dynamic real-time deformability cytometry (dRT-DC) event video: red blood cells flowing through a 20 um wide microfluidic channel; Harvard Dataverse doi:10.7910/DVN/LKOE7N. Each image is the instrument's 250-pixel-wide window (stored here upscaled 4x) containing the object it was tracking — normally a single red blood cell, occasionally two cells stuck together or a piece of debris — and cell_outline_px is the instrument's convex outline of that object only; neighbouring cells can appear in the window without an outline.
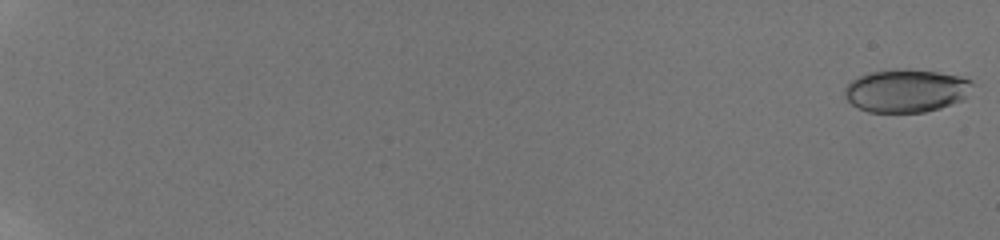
{"species": "human", "species_latin": "Homo sapiens", "temperature_condition": "room temperature", "stored_images_in_passage": 18, "camera_frame_rate_fps": 3000, "um_per_image_px": 0.085, "donor": {"sex": "male"}, "frame": {"image": 1, "passage_image": 1, "time_ms": 0.0, "image_size_px": [1000, 240], "cell_outline_px": [[976, 84], [964, 100], [940, 108], [924, 112], [868, 112], [852, 104], [844, 96], [844, 88], [852, 80], [868, 72], [896, 68], [900, 68], [936, 72], [960, 76], [972, 80]], "centroid_in_image_um": [77.06, 7.7], "position_along_channel_um": 7.9, "area_um2": 32.37}}
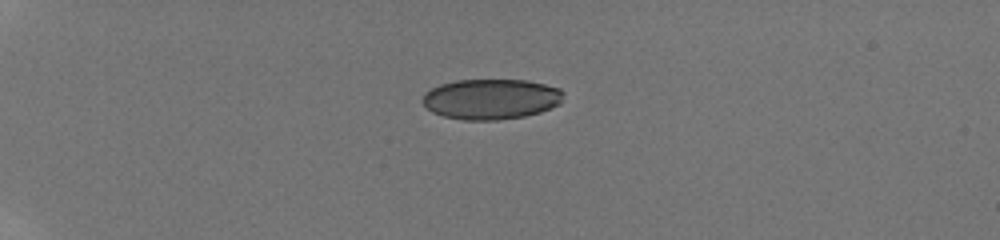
{"frame": {"image": 2, "passage_image": 13, "time_ms": 5.667, "image_size_px": [1000, 240], "cell_outline_px": [[564, 92], [560, 104], [552, 108], [540, 112], [524, 116], [496, 120], [464, 120], [444, 116], [432, 112], [420, 100], [424, 92], [440, 84], [456, 80], [528, 80], [560, 88]], "centroid_in_image_um": [41.74, 8.42], "position_along_channel_um": 43.3, "area_um2": 33.35}}
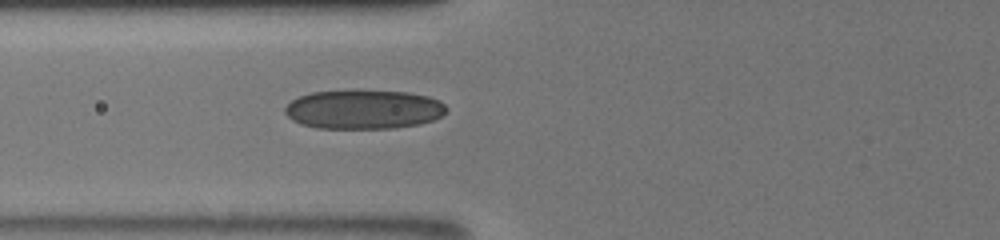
{"frame": {"image": 3, "passage_image": 18, "time_ms": 8.667, "image_size_px": [1000, 240], "cell_outline_px": [[448, 108], [440, 116], [432, 120], [420, 124], [392, 128], [316, 128], [300, 124], [292, 120], [284, 112], [284, 108], [292, 100], [300, 96], [312, 92], [408, 92], [428, 96], [440, 100]], "centroid_in_image_um": [30.91, 9.32], "position_along_channel_um": 94.9, "area_um2": 36.24}}